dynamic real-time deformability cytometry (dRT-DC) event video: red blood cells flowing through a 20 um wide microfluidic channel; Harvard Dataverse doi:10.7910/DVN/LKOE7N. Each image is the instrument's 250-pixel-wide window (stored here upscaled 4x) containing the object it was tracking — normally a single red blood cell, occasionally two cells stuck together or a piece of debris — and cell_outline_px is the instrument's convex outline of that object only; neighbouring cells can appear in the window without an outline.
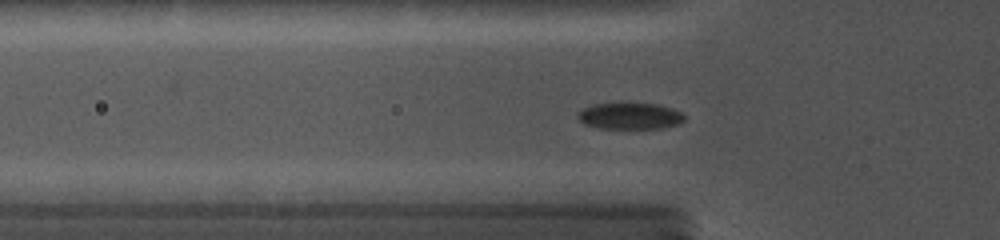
{"species": "common noctule bat (a hibernating species)", "species_latin": "Nyctalus noctula", "temperature_condition": "cold", "stored_images_in_passage": 77, "camera_frame_rate_fps": 5000, "um_per_image_px": 0.085, "animal": {"sex": "female", "body_mass_g": 19.0, "forearm_length_mm": 56.7}, "frame": {"image": 1, "passage_image": 25, "time_ms": 4.8, "image_size_px": [1000, 240], "cell_outline_px": [[684, 120], [680, 124], [664, 128], [600, 128], [584, 124], [576, 116], [576, 112], [592, 104], [656, 104], [672, 108], [680, 112], [684, 116]], "centroid_in_image_um": [53.53, 9.87], "position_along_channel_um": 72.3, "area_um2": 16.3}}
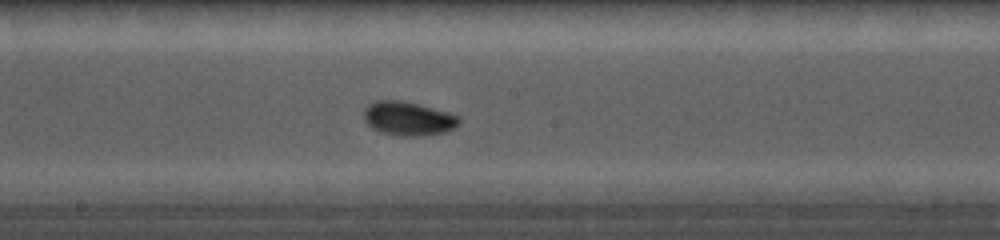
{"frame": {"image": 2, "passage_image": 46, "time_ms": 8.4, "image_size_px": [1000, 240], "cell_outline_px": [[460, 124], [444, 132], [420, 136], [400, 136], [380, 132], [372, 128], [364, 120], [364, 108], [368, 104], [376, 100], [396, 100], [416, 104], [448, 112], [460, 116]], "centroid_in_image_um": [34.68, 10.08], "position_along_channel_um": 213.5, "area_um2": 18.73}}
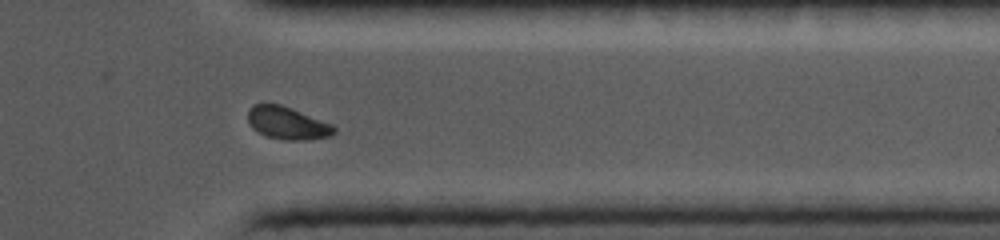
{"frame": {"image": 3, "passage_image": 73, "time_ms": 12.8, "image_size_px": [1000, 240], "cell_outline_px": [[336, 132], [328, 136], [304, 140], [284, 140], [264, 136], [256, 132], [248, 124], [248, 112], [256, 104], [280, 104], [332, 124], [336, 128]], "centroid_in_image_um": [24.4, 10.48], "position_along_channel_um": 387.0, "area_um2": 16.24}}